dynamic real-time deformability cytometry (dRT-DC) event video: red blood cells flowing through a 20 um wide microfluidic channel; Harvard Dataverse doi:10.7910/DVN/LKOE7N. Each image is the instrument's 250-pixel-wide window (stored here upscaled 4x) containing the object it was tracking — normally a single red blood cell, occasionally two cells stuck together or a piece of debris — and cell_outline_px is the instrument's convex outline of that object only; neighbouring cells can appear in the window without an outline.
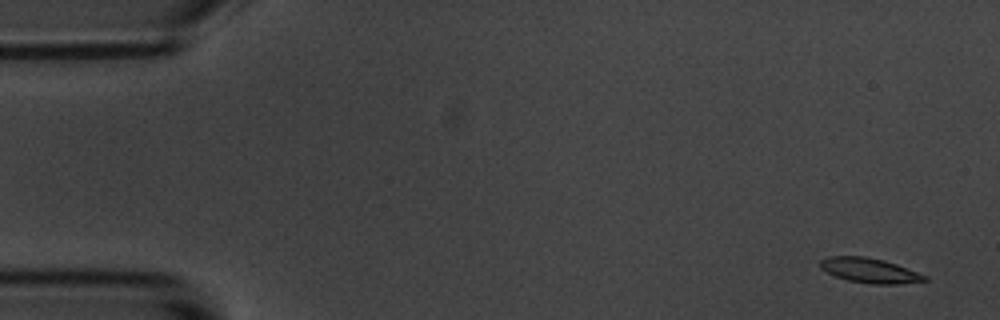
{"species": "common noctule bat (a hibernating species)", "species_latin": "Nyctalus noctula", "temperature_condition": "room temperature", "stored_images_in_passage": 5, "camera_frame_rate_fps": 3000, "um_per_image_px": 0.085, "animal": {"sex": "male", "body_mass_g": 20.1, "forearm_length_mm": 53.5}, "frame": {"image": 1, "passage_image": 1, "time_ms": 0.0, "image_size_px": [1000, 320], "cell_outline_px": [[928, 280], [896, 284], [872, 284], [848, 280], [836, 276], [820, 268], [820, 260], [828, 256], [864, 256], [884, 260], [896, 264], [928, 276]], "centroid_in_image_um": [73.92, 22.98], "position_along_channel_um": 11.1, "area_um2": 14.97}}
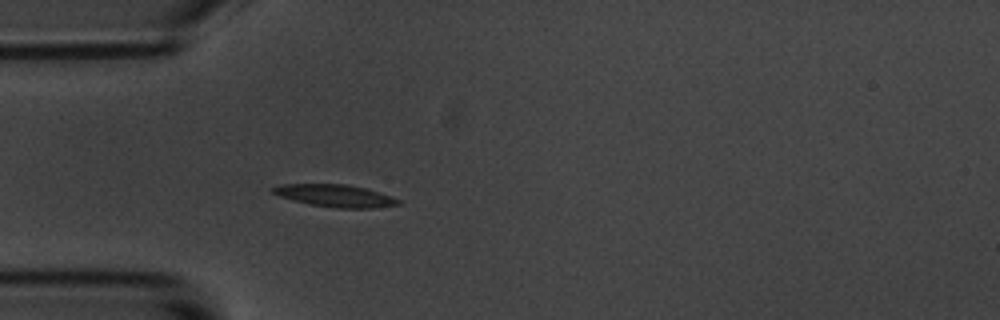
{"frame": {"image": 2, "passage_image": 5, "time_ms": 4.667, "image_size_px": [1000, 320], "cell_outline_px": [[400, 204], [372, 208], [336, 208], [308, 204], [292, 200], [280, 196], [272, 192], [268, 188], [284, 184], [344, 184], [364, 188], [400, 200]], "centroid_in_image_um": [28.41, 16.64], "position_along_channel_um": 56.6, "area_um2": 16.07}}